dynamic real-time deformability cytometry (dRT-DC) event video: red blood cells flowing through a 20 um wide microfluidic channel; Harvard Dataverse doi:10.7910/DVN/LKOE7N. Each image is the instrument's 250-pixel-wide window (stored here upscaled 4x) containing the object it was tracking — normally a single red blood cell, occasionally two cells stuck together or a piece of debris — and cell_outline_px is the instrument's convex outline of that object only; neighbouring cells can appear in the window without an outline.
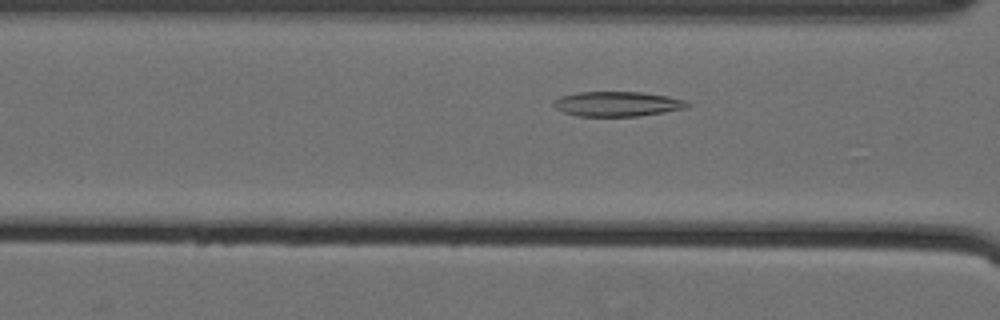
{"species": "Egyptian fruit bat (a non-hibernating species)", "species_latin": "Rousettus aegyptiacus", "temperature_condition": "cold", "stored_images_in_passage": 50, "camera_frame_rate_fps": 3000, "um_per_image_px": 0.085, "animal": {"sex": "female"}, "frame": {"image": 1, "passage_image": 17, "time_ms": 5.333, "image_size_px": [1000, 320], "cell_outline_px": [[692, 104], [688, 108], [640, 116], [576, 116], [564, 112], [556, 108], [552, 104], [552, 100], [560, 96], [576, 92], [644, 92], [668, 96], [684, 100]], "centroid_in_image_um": [52.47, 8.83], "position_along_channel_um": 114.1, "area_um2": 19.59}}
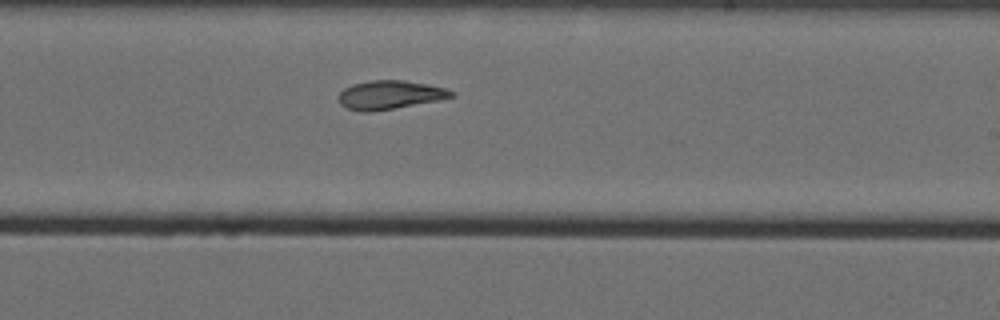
{"frame": {"image": 2, "passage_image": 29, "time_ms": 9.333, "image_size_px": [1000, 320], "cell_outline_px": [[456, 96], [440, 100], [372, 112], [360, 112], [344, 108], [340, 104], [340, 92], [344, 88], [352, 84], [372, 80], [404, 80], [428, 84], [444, 88], [456, 92]], "centroid_in_image_um": [33.15, 8.07], "position_along_channel_um": 255.9, "area_um2": 19.02}}
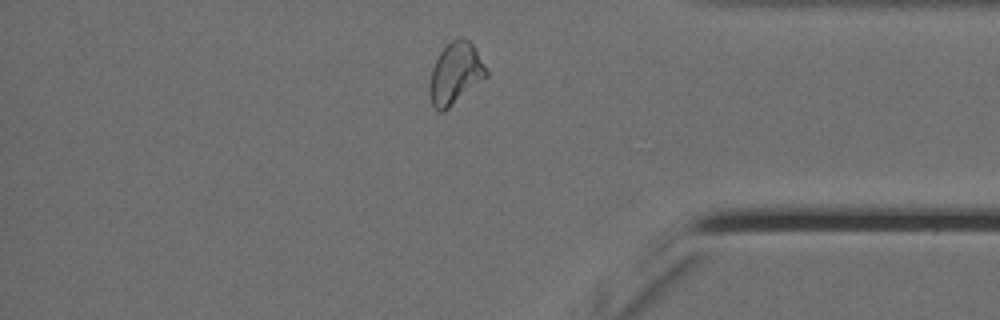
{"frame": {"image": 3, "passage_image": 42, "time_ms": 13.667, "image_size_px": [1000, 320], "cell_outline_px": [[488, 76], [448, 108], [440, 112], [432, 104], [428, 92], [428, 88], [432, 68], [440, 52], [456, 36], [460, 36], [468, 40], [476, 48], [488, 72]], "centroid_in_image_um": [38.71, 6.22], "position_along_channel_um": 396.5, "area_um2": 20.23}, "authors_computed_cell_mechanics": {"area_um2": 19.9121, "velocity_mm_per_s": 3.5401, "shape_relaxation_time_tau1_ms": 6.4426, "shape_relaxation_time_tau2_ms": 2.6779, "deformation_change_tau1": 0.1717, "deformation_change_tau2": 0.0991}}